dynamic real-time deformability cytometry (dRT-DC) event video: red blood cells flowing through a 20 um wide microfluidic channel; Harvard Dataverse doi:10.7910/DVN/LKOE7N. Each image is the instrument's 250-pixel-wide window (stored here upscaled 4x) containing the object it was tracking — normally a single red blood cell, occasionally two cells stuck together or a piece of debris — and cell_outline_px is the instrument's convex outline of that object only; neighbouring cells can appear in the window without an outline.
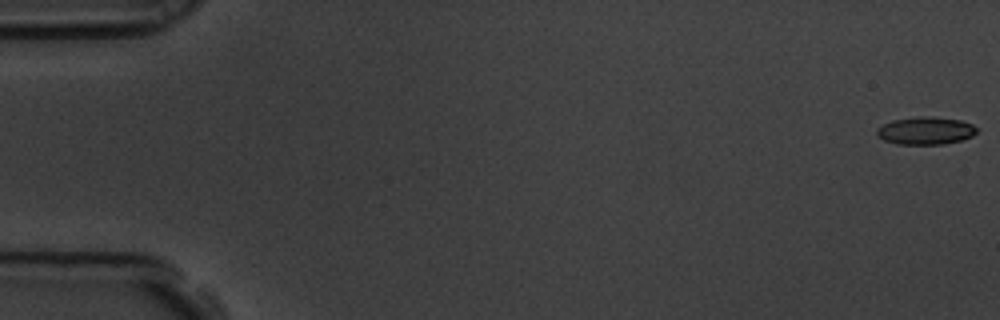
{"species": "common noctule bat (a hibernating species)", "species_latin": "Nyctalus noctula", "temperature_condition": "room temperature", "stored_images_in_passage": 5, "camera_frame_rate_fps": 3000, "um_per_image_px": 0.085, "animal": {"sex": "male", "body_mass_g": 19.5, "forearm_length_mm": 54.6}, "frame": {"image": 1, "passage_image": 1, "time_ms": 0.0, "image_size_px": [1000, 320], "cell_outline_px": [[976, 132], [972, 136], [960, 140], [944, 144], [896, 144], [884, 140], [876, 136], [876, 128], [892, 120], [920, 116], [928, 116], [960, 120], [972, 124], [976, 128]], "centroid_in_image_um": [78.63, 11.11], "position_along_channel_um": 6.4, "area_um2": 16.07}}
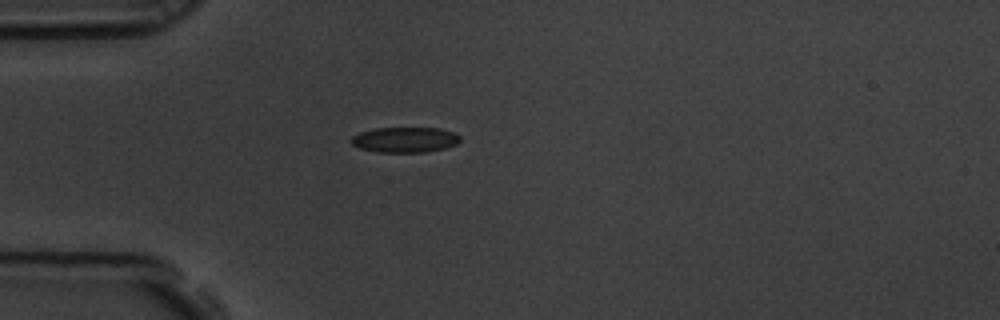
{"frame": {"image": 2, "passage_image": 5, "time_ms": 1.333, "image_size_px": [1000, 320], "cell_outline_px": [[460, 140], [456, 144], [444, 148], [424, 152], [376, 152], [360, 148], [352, 144], [348, 140], [352, 136], [360, 132], [376, 128], [440, 128], [452, 132], [460, 136]], "centroid_in_image_um": [34.38, 11.87], "position_along_channel_um": 50.6, "area_um2": 16.07}}